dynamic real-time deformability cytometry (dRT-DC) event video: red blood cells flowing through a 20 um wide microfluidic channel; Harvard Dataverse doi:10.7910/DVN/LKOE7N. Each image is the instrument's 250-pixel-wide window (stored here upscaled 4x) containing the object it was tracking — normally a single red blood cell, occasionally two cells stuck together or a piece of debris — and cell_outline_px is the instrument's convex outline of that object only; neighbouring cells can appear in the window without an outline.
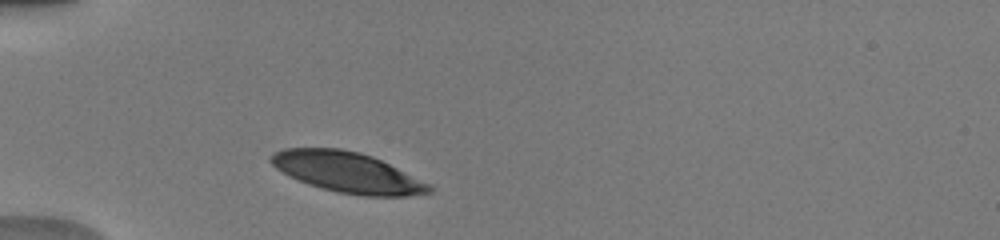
{"species": "human", "species_latin": "Homo sapiens", "temperature_condition": "warm", "stored_images_in_passage": 31, "camera_frame_rate_fps": 3000, "um_per_image_px": 0.085, "donor": {"sex": "male"}, "frame": {"image": 1, "passage_image": 1, "time_ms": 0.0, "image_size_px": [1000, 240], "cell_outline_px": [[436, 188], [432, 192], [404, 196], [360, 196], [336, 192], [308, 184], [276, 168], [268, 160], [268, 156], [272, 152], [284, 148], [340, 148], [360, 152], [372, 156], [432, 184]], "centroid_in_image_um": [29.56, 14.64], "position_along_channel_um": 55.4, "area_um2": 37.45}}
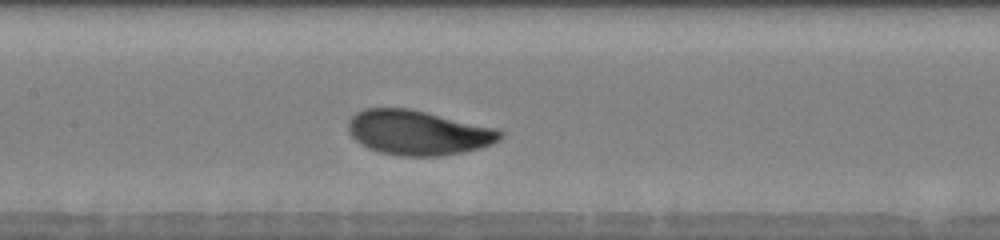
{"frame": {"image": 2, "passage_image": 11, "time_ms": 3.333, "image_size_px": [1000, 240], "cell_outline_px": [[504, 136], [500, 140], [492, 144], [480, 148], [440, 156], [400, 156], [380, 152], [368, 148], [360, 144], [348, 132], [348, 120], [356, 112], [364, 108], [408, 108], [492, 128], [504, 132]], "centroid_in_image_um": [35.49, 11.28], "position_along_channel_um": 171.9, "area_um2": 39.25}}
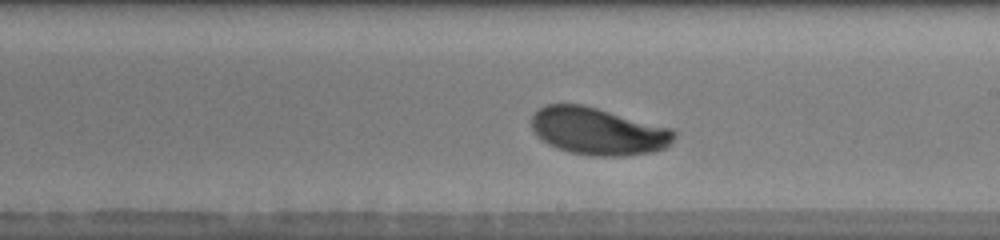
{"frame": {"image": 3, "passage_image": 16, "time_ms": 5.0, "image_size_px": [1000, 240], "cell_outline_px": [[676, 136], [664, 148], [652, 152], [624, 156], [596, 156], [572, 152], [556, 148], [548, 144], [536, 136], [532, 128], [532, 116], [544, 104], [580, 104], [596, 108], [672, 128], [676, 132]], "centroid_in_image_um": [50.82, 11.16], "position_along_channel_um": 238.2, "area_um2": 39.07}, "authors_computed_cell_mechanics": {"area_um2": 39.1884, "velocity_mm_per_s": 3.9842, "shape_relaxation_time_tau1_ms": 1.809, "shape_relaxation_time_tau2_ms": null, "deformation_change_tau1": 0.1352, "deformation_change_tau2": null}}